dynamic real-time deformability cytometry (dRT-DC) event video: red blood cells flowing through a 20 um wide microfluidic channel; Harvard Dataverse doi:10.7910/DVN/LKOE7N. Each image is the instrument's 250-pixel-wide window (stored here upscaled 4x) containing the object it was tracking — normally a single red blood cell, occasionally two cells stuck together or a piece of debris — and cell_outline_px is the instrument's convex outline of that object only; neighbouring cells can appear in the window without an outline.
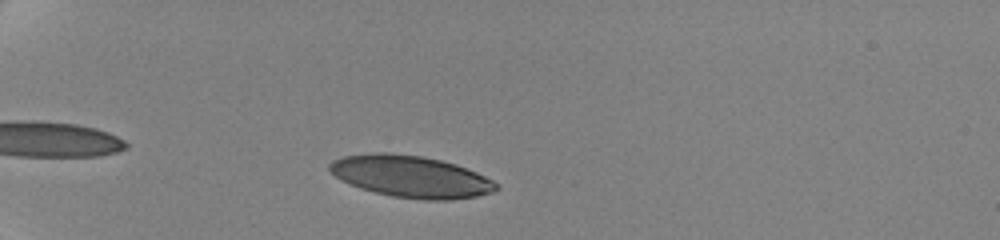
{"species": "human", "species_latin": "Homo sapiens", "temperature_condition": "cold", "stored_images_in_passage": 81, "camera_frame_rate_fps": 3000, "um_per_image_px": 0.085, "donor": {"sex": "female"}, "frame": {"image": 1, "passage_image": 9, "time_ms": 2.0, "image_size_px": [1000, 240], "cell_outline_px": [[500, 188], [492, 192], [476, 196], [452, 200], [424, 200], [392, 196], [360, 188], [348, 184], [340, 180], [328, 168], [328, 164], [332, 160], [344, 156], [376, 152], [392, 152], [420, 156], [440, 160], [456, 164], [476, 172], [492, 180]], "centroid_in_image_um": [34.9, 15.0], "position_along_channel_um": 50.1, "area_um2": 40.58}}
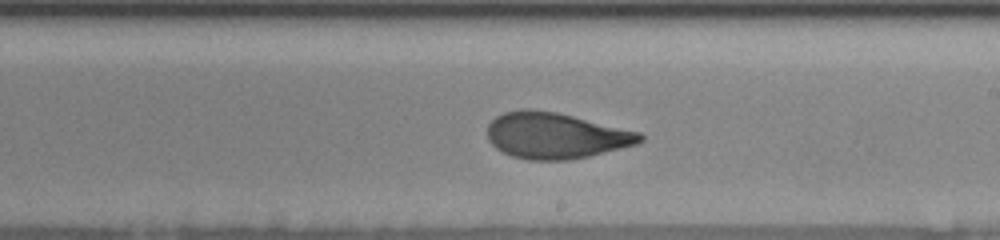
{"frame": {"image": 2, "passage_image": 36, "time_ms": 8.667, "image_size_px": [1000, 240], "cell_outline_px": [[644, 140], [636, 144], [588, 156], [568, 160], [528, 160], [512, 156], [496, 148], [488, 140], [488, 124], [496, 116], [504, 112], [520, 108], [528, 108], [556, 112], [640, 132], [644, 136]], "centroid_in_image_um": [47.2, 11.52], "position_along_channel_um": 241.8, "area_um2": 40.81}}
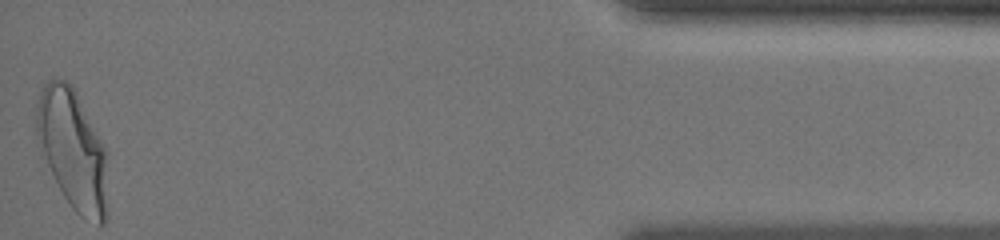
{"frame": {"image": 3, "passage_image": 79, "time_ms": 15.667, "image_size_px": [1000, 240], "cell_outline_px": [[108, 220], [104, 224], [100, 224], [84, 220], [72, 208], [64, 196], [40, 156], [36, 140], [36, 108], [40, 92], [44, 84], [52, 76], [64, 80], [72, 84], [76, 88], [108, 152]], "centroid_in_image_um": [6.2, 12.73], "position_along_channel_um": 429.0, "area_um2": 51.79}, "authors_computed_cell_mechanics": {"area_um2": 41.4426, "velocity_mm_per_s": 3.513, "shape_relaxation_time_tau1_ms": 4.3873, "shape_relaxation_time_tau2_ms": 1.2086, "deformation_change_tau1": 0.1802, "deformation_change_tau2": 0.0784}}